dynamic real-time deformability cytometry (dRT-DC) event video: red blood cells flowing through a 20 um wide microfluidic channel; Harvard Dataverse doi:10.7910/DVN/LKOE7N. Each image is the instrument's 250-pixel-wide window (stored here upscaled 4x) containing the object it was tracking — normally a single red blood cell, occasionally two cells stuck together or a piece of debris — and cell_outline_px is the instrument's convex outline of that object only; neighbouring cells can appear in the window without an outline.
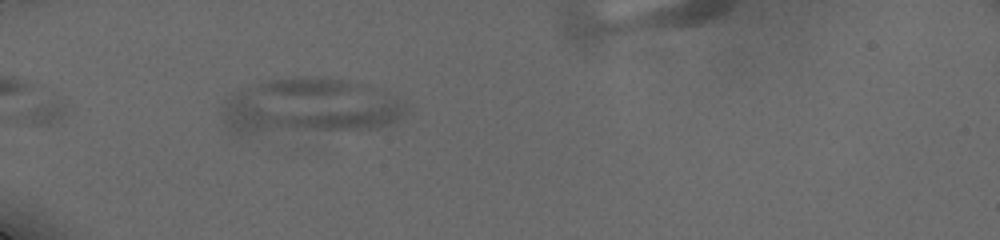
{"species": "human", "species_latin": "Homo sapiens", "temperature_condition": "cold", "stored_images_in_passage": 5, "camera_frame_rate_fps": 3000, "um_per_image_px": 0.085, "donor": {"sex": "male"}, "frame": {"image": 1, "passage_image": 1, "time_ms": 0.0, "image_size_px": [1000, 240], "cell_outline_px": [[404, 116], [392, 124], [376, 128], [244, 136], [236, 136], [228, 132], [224, 124], [220, 112], [228, 100], [236, 92], [260, 80], [288, 76], [316, 76], [348, 80], [364, 84], [404, 104]], "centroid_in_image_um": [26.16, 9.09], "position_along_channel_um": 58.8, "area_um2": 61.15}}